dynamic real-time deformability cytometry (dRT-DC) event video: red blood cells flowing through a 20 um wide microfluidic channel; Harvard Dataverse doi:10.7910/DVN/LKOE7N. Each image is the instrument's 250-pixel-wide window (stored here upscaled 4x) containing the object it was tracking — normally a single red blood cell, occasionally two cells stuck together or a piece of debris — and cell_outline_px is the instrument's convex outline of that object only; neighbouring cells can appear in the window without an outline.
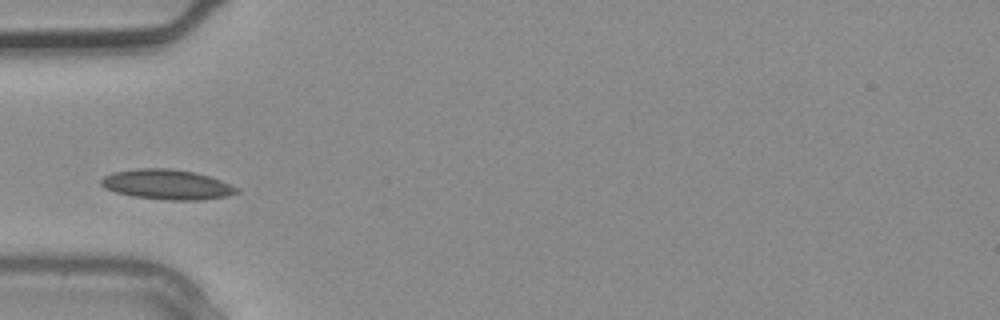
{"species": "common noctule bat (a hibernating species)", "species_latin": "Nyctalus noctula", "temperature_condition": "warm", "stored_images_in_passage": 3, "camera_frame_rate_fps": 3000, "um_per_image_px": 0.085, "animal": {"sex": "male", "body_mass_g": 20.4}, "frame": {"image": 1, "passage_image": 3, "time_ms": 0.667, "image_size_px": [1000, 320], "cell_outline_px": [[240, 192], [228, 196], [200, 200], [164, 200], [132, 196], [116, 192], [104, 188], [100, 184], [100, 180], [104, 176], [112, 172], [136, 168], [172, 168], [196, 172], [220, 180], [236, 188]], "centroid_in_image_um": [14.15, 15.68], "position_along_channel_um": 70.8, "area_um2": 23.81}}